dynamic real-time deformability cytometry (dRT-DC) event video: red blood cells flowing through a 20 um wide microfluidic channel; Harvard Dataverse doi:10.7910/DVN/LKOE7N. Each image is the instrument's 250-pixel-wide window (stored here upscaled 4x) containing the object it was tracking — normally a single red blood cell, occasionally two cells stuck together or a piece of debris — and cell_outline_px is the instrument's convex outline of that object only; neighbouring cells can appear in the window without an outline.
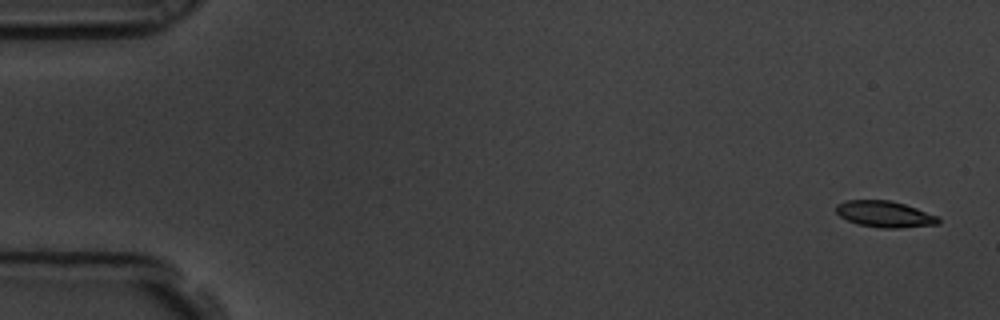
{"species": "common noctule bat (a hibernating species)", "species_latin": "Nyctalus noctula", "temperature_condition": "room temperature", "stored_images_in_passage": 5, "camera_frame_rate_fps": 3000, "um_per_image_px": 0.085, "animal": {"sex": "male", "body_mass_g": 19.5, "forearm_length_mm": 54.6}, "frame": {"image": 1, "passage_image": 1, "time_ms": 0.0, "image_size_px": [1000, 320], "cell_outline_px": [[940, 224], [896, 228], [884, 228], [860, 224], [848, 220], [840, 216], [836, 212], [836, 204], [848, 200], [888, 200], [904, 204], [940, 216]], "centroid_in_image_um": [75.23, 18.19], "position_along_channel_um": 9.8, "area_um2": 15.55}}
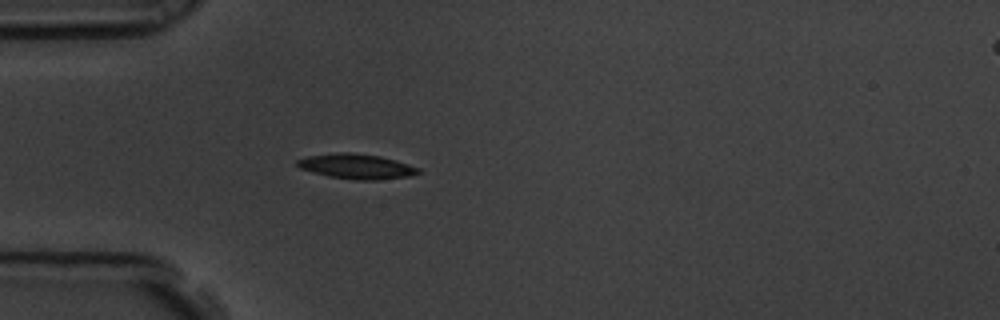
{"frame": {"image": 2, "passage_image": 5, "time_ms": 1.333, "image_size_px": [1000, 320], "cell_outline_px": [[420, 172], [408, 176], [376, 180], [356, 180], [328, 176], [312, 172], [300, 168], [296, 164], [296, 160], [308, 156], [340, 152], [352, 152], [380, 156], [396, 160], [420, 168]], "centroid_in_image_um": [30.29, 14.14], "position_along_channel_um": 54.7, "area_um2": 17.57}}